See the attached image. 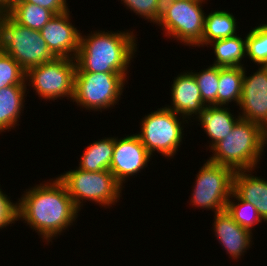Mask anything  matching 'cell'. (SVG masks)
Returning <instances> with one entry per match:
<instances>
[{
    "label": "cell",
    "instance_id": "cell-1",
    "mask_svg": "<svg viewBox=\"0 0 267 266\" xmlns=\"http://www.w3.org/2000/svg\"><path fill=\"white\" fill-rule=\"evenodd\" d=\"M17 203L18 221L27 223L45 244L72 227L80 212L57 177L29 187Z\"/></svg>",
    "mask_w": 267,
    "mask_h": 266
},
{
    "label": "cell",
    "instance_id": "cell-2",
    "mask_svg": "<svg viewBox=\"0 0 267 266\" xmlns=\"http://www.w3.org/2000/svg\"><path fill=\"white\" fill-rule=\"evenodd\" d=\"M134 33V30H95L87 36L81 33L75 72L121 73L129 78L128 68L138 49Z\"/></svg>",
    "mask_w": 267,
    "mask_h": 266
},
{
    "label": "cell",
    "instance_id": "cell-3",
    "mask_svg": "<svg viewBox=\"0 0 267 266\" xmlns=\"http://www.w3.org/2000/svg\"><path fill=\"white\" fill-rule=\"evenodd\" d=\"M266 145V131L258 124L240 119L230 134L210 149L213 154L208 160L234 171L256 169Z\"/></svg>",
    "mask_w": 267,
    "mask_h": 266
},
{
    "label": "cell",
    "instance_id": "cell-4",
    "mask_svg": "<svg viewBox=\"0 0 267 266\" xmlns=\"http://www.w3.org/2000/svg\"><path fill=\"white\" fill-rule=\"evenodd\" d=\"M57 178L65 185L79 211L87 201L105 209L112 207L121 199L124 188L110 170L84 171L76 167L57 175Z\"/></svg>",
    "mask_w": 267,
    "mask_h": 266
},
{
    "label": "cell",
    "instance_id": "cell-5",
    "mask_svg": "<svg viewBox=\"0 0 267 266\" xmlns=\"http://www.w3.org/2000/svg\"><path fill=\"white\" fill-rule=\"evenodd\" d=\"M0 50L25 72L55 58L39 30L18 24L7 13H0Z\"/></svg>",
    "mask_w": 267,
    "mask_h": 266
},
{
    "label": "cell",
    "instance_id": "cell-6",
    "mask_svg": "<svg viewBox=\"0 0 267 266\" xmlns=\"http://www.w3.org/2000/svg\"><path fill=\"white\" fill-rule=\"evenodd\" d=\"M186 123L189 125L187 119L162 106L142 117L137 135L152 157L157 152L169 160L183 144Z\"/></svg>",
    "mask_w": 267,
    "mask_h": 266
},
{
    "label": "cell",
    "instance_id": "cell-7",
    "mask_svg": "<svg viewBox=\"0 0 267 266\" xmlns=\"http://www.w3.org/2000/svg\"><path fill=\"white\" fill-rule=\"evenodd\" d=\"M208 0L163 1L161 17L156 24L167 38L196 47L202 40L205 15L202 4Z\"/></svg>",
    "mask_w": 267,
    "mask_h": 266
},
{
    "label": "cell",
    "instance_id": "cell-8",
    "mask_svg": "<svg viewBox=\"0 0 267 266\" xmlns=\"http://www.w3.org/2000/svg\"><path fill=\"white\" fill-rule=\"evenodd\" d=\"M127 80L121 73L75 72L72 102L90 112L113 109L121 100Z\"/></svg>",
    "mask_w": 267,
    "mask_h": 266
},
{
    "label": "cell",
    "instance_id": "cell-9",
    "mask_svg": "<svg viewBox=\"0 0 267 266\" xmlns=\"http://www.w3.org/2000/svg\"><path fill=\"white\" fill-rule=\"evenodd\" d=\"M76 61L72 58L55 57L41 65L30 68L26 72V84L33 87L38 97L46 101L74 96V77Z\"/></svg>",
    "mask_w": 267,
    "mask_h": 266
},
{
    "label": "cell",
    "instance_id": "cell-10",
    "mask_svg": "<svg viewBox=\"0 0 267 266\" xmlns=\"http://www.w3.org/2000/svg\"><path fill=\"white\" fill-rule=\"evenodd\" d=\"M195 177L190 204L214 213L224 211L233 192L235 171L229 167L205 160Z\"/></svg>",
    "mask_w": 267,
    "mask_h": 266
},
{
    "label": "cell",
    "instance_id": "cell-11",
    "mask_svg": "<svg viewBox=\"0 0 267 266\" xmlns=\"http://www.w3.org/2000/svg\"><path fill=\"white\" fill-rule=\"evenodd\" d=\"M246 70L244 66L238 113L241 119L258 124L267 131V65H258V70L249 76Z\"/></svg>",
    "mask_w": 267,
    "mask_h": 266
},
{
    "label": "cell",
    "instance_id": "cell-12",
    "mask_svg": "<svg viewBox=\"0 0 267 266\" xmlns=\"http://www.w3.org/2000/svg\"><path fill=\"white\" fill-rule=\"evenodd\" d=\"M152 156L142 144L137 133L126 137H115L113 157L110 164V171L116 180L123 186L130 179L148 167ZM124 183V184H123Z\"/></svg>",
    "mask_w": 267,
    "mask_h": 266
},
{
    "label": "cell",
    "instance_id": "cell-13",
    "mask_svg": "<svg viewBox=\"0 0 267 266\" xmlns=\"http://www.w3.org/2000/svg\"><path fill=\"white\" fill-rule=\"evenodd\" d=\"M70 10L56 14L41 30L40 34L55 57L75 59L80 43L81 30L71 21Z\"/></svg>",
    "mask_w": 267,
    "mask_h": 266
},
{
    "label": "cell",
    "instance_id": "cell-14",
    "mask_svg": "<svg viewBox=\"0 0 267 266\" xmlns=\"http://www.w3.org/2000/svg\"><path fill=\"white\" fill-rule=\"evenodd\" d=\"M184 71L180 72L177 77H174L170 88L171 105L166 104L164 106L191 123L190 120L194 119L206 105L203 103L193 74L189 70Z\"/></svg>",
    "mask_w": 267,
    "mask_h": 266
},
{
    "label": "cell",
    "instance_id": "cell-15",
    "mask_svg": "<svg viewBox=\"0 0 267 266\" xmlns=\"http://www.w3.org/2000/svg\"><path fill=\"white\" fill-rule=\"evenodd\" d=\"M213 221L214 237L229 254V258L239 261L254 244L253 233L239 226L226 210L215 213Z\"/></svg>",
    "mask_w": 267,
    "mask_h": 266
},
{
    "label": "cell",
    "instance_id": "cell-16",
    "mask_svg": "<svg viewBox=\"0 0 267 266\" xmlns=\"http://www.w3.org/2000/svg\"><path fill=\"white\" fill-rule=\"evenodd\" d=\"M229 106H205L200 113L191 122L198 121L199 126L203 128L209 137V147L211 149L220 140L227 137L232 131L235 124L241 119L239 113L237 115L231 113ZM237 117V118H236Z\"/></svg>",
    "mask_w": 267,
    "mask_h": 266
},
{
    "label": "cell",
    "instance_id": "cell-17",
    "mask_svg": "<svg viewBox=\"0 0 267 266\" xmlns=\"http://www.w3.org/2000/svg\"><path fill=\"white\" fill-rule=\"evenodd\" d=\"M253 173H256L255 169L235 171L233 192L241 200L252 204L267 223V180Z\"/></svg>",
    "mask_w": 267,
    "mask_h": 266
},
{
    "label": "cell",
    "instance_id": "cell-18",
    "mask_svg": "<svg viewBox=\"0 0 267 266\" xmlns=\"http://www.w3.org/2000/svg\"><path fill=\"white\" fill-rule=\"evenodd\" d=\"M28 93L27 85H11L0 89V134L20 125L18 122Z\"/></svg>",
    "mask_w": 267,
    "mask_h": 266
},
{
    "label": "cell",
    "instance_id": "cell-19",
    "mask_svg": "<svg viewBox=\"0 0 267 266\" xmlns=\"http://www.w3.org/2000/svg\"><path fill=\"white\" fill-rule=\"evenodd\" d=\"M237 19L225 10H212L205 15L204 31L201 42L196 47L208 46L218 39H225L237 35Z\"/></svg>",
    "mask_w": 267,
    "mask_h": 266
},
{
    "label": "cell",
    "instance_id": "cell-20",
    "mask_svg": "<svg viewBox=\"0 0 267 266\" xmlns=\"http://www.w3.org/2000/svg\"><path fill=\"white\" fill-rule=\"evenodd\" d=\"M238 34L225 39L212 41L207 46L213 47L214 62L212 65L218 67H244L246 59V34L244 39ZM243 60V62H242Z\"/></svg>",
    "mask_w": 267,
    "mask_h": 266
},
{
    "label": "cell",
    "instance_id": "cell-21",
    "mask_svg": "<svg viewBox=\"0 0 267 266\" xmlns=\"http://www.w3.org/2000/svg\"><path fill=\"white\" fill-rule=\"evenodd\" d=\"M114 146L115 136L93 141L83 151L77 168L84 171L110 170Z\"/></svg>",
    "mask_w": 267,
    "mask_h": 266
},
{
    "label": "cell",
    "instance_id": "cell-22",
    "mask_svg": "<svg viewBox=\"0 0 267 266\" xmlns=\"http://www.w3.org/2000/svg\"><path fill=\"white\" fill-rule=\"evenodd\" d=\"M244 67H219L217 106H239L243 87Z\"/></svg>",
    "mask_w": 267,
    "mask_h": 266
},
{
    "label": "cell",
    "instance_id": "cell-23",
    "mask_svg": "<svg viewBox=\"0 0 267 266\" xmlns=\"http://www.w3.org/2000/svg\"><path fill=\"white\" fill-rule=\"evenodd\" d=\"M15 22L33 30H41L55 14L32 3H12L6 12Z\"/></svg>",
    "mask_w": 267,
    "mask_h": 266
},
{
    "label": "cell",
    "instance_id": "cell-24",
    "mask_svg": "<svg viewBox=\"0 0 267 266\" xmlns=\"http://www.w3.org/2000/svg\"><path fill=\"white\" fill-rule=\"evenodd\" d=\"M225 210L239 226L251 233L256 224L264 221L252 204L241 200L234 192L229 197Z\"/></svg>",
    "mask_w": 267,
    "mask_h": 266
},
{
    "label": "cell",
    "instance_id": "cell-25",
    "mask_svg": "<svg viewBox=\"0 0 267 266\" xmlns=\"http://www.w3.org/2000/svg\"><path fill=\"white\" fill-rule=\"evenodd\" d=\"M251 29L246 34V56L257 66L267 65V22Z\"/></svg>",
    "mask_w": 267,
    "mask_h": 266
},
{
    "label": "cell",
    "instance_id": "cell-26",
    "mask_svg": "<svg viewBox=\"0 0 267 266\" xmlns=\"http://www.w3.org/2000/svg\"><path fill=\"white\" fill-rule=\"evenodd\" d=\"M200 90L203 103L206 106H217V92L219 85V67L210 65L199 72L190 70Z\"/></svg>",
    "mask_w": 267,
    "mask_h": 266
},
{
    "label": "cell",
    "instance_id": "cell-27",
    "mask_svg": "<svg viewBox=\"0 0 267 266\" xmlns=\"http://www.w3.org/2000/svg\"><path fill=\"white\" fill-rule=\"evenodd\" d=\"M26 72L8 54L0 50V89L11 85H26Z\"/></svg>",
    "mask_w": 267,
    "mask_h": 266
},
{
    "label": "cell",
    "instance_id": "cell-28",
    "mask_svg": "<svg viewBox=\"0 0 267 266\" xmlns=\"http://www.w3.org/2000/svg\"><path fill=\"white\" fill-rule=\"evenodd\" d=\"M121 4L153 25L158 23L163 9V0H121Z\"/></svg>",
    "mask_w": 267,
    "mask_h": 266
},
{
    "label": "cell",
    "instance_id": "cell-29",
    "mask_svg": "<svg viewBox=\"0 0 267 266\" xmlns=\"http://www.w3.org/2000/svg\"><path fill=\"white\" fill-rule=\"evenodd\" d=\"M1 187V184H0ZM10 196L0 188V230L18 221V203H14Z\"/></svg>",
    "mask_w": 267,
    "mask_h": 266
},
{
    "label": "cell",
    "instance_id": "cell-30",
    "mask_svg": "<svg viewBox=\"0 0 267 266\" xmlns=\"http://www.w3.org/2000/svg\"><path fill=\"white\" fill-rule=\"evenodd\" d=\"M12 3H32L52 11L55 15L64 13L68 8L67 0H13Z\"/></svg>",
    "mask_w": 267,
    "mask_h": 266
},
{
    "label": "cell",
    "instance_id": "cell-31",
    "mask_svg": "<svg viewBox=\"0 0 267 266\" xmlns=\"http://www.w3.org/2000/svg\"><path fill=\"white\" fill-rule=\"evenodd\" d=\"M13 0H0V13H6Z\"/></svg>",
    "mask_w": 267,
    "mask_h": 266
}]
</instances>
